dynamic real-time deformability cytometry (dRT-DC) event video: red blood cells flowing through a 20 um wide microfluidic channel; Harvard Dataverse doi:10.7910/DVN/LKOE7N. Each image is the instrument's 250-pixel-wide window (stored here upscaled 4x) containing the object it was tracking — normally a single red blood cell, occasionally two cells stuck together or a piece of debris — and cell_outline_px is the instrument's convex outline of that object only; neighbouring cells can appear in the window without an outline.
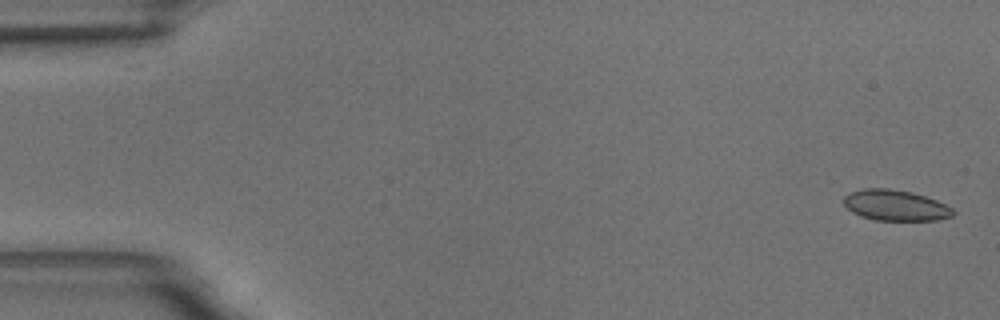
{"species": "common noctule bat (a hibernating species)", "species_latin": "Nyctalus noctula", "temperature_condition": "room temperature", "stored_images_in_passage": 55, "camera_frame_rate_fps": 3000, "um_per_image_px": 0.085, "animal": {"sex": "male", "body_mass_g": 18.8}, "frame": {"image": 1, "passage_image": 1, "time_ms": 0.0, "image_size_px": [1000, 320], "cell_outline_px": [[956, 212], [952, 216], [936, 220], [876, 220], [860, 216], [852, 212], [844, 204], [844, 196], [848, 192], [864, 188], [888, 188], [912, 192], [936, 200], [952, 208]], "centroid_in_image_um": [76.09, 17.45], "position_along_channel_um": 8.9, "area_um2": 19.59}}
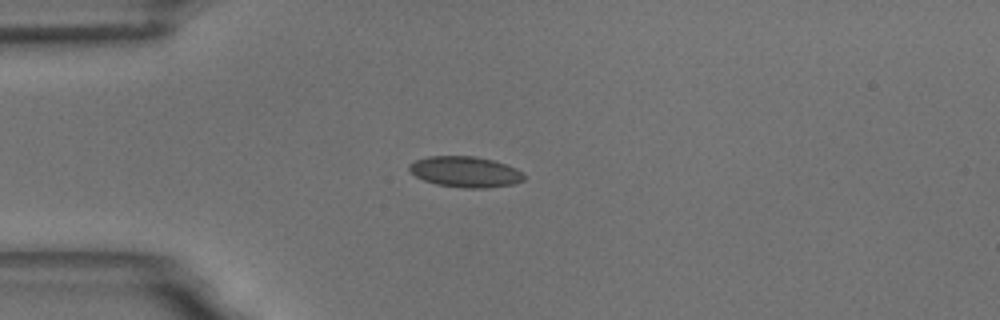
{"frame": {"image": 2, "passage_image": 14, "time_ms": 4.333, "image_size_px": [1000, 320], "cell_outline_px": [[524, 180], [512, 184], [484, 188], [464, 188], [436, 184], [424, 180], [416, 176], [408, 168], [408, 164], [416, 160], [428, 156], [476, 156], [492, 160], [516, 168], [524, 172]], "centroid_in_image_um": [39.55, 14.6], "position_along_channel_um": 45.5, "area_um2": 20.52}}
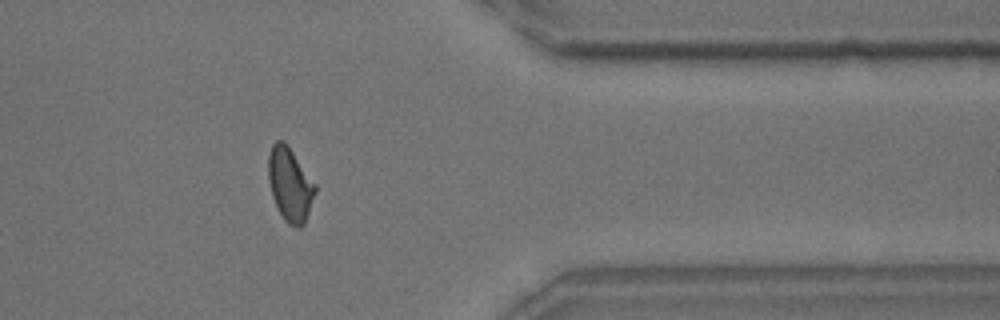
{"frame": {"image": 3, "passage_image": 45, "time_ms": 14.667, "image_size_px": [1000, 320], "cell_outline_px": [[316, 192], [304, 224], [300, 228], [296, 228], [288, 224], [284, 220], [272, 196], [268, 180], [268, 156], [272, 144], [276, 140], [284, 140], [288, 144], [316, 184]], "centroid_in_image_um": [24.65, 15.66], "position_along_channel_um": 386.8, "area_um2": 20.29}, "authors_computed_cell_mechanics": {"area_um2": 19.5942, "velocity_mm_per_s": 3.615, "shape_relaxation_time_tau1_ms": 7.9563, "shape_relaxation_time_tau2_ms": 1.0873, "deformation_change_tau1": 0.1304, "deformation_change_tau2": 0.0603}}